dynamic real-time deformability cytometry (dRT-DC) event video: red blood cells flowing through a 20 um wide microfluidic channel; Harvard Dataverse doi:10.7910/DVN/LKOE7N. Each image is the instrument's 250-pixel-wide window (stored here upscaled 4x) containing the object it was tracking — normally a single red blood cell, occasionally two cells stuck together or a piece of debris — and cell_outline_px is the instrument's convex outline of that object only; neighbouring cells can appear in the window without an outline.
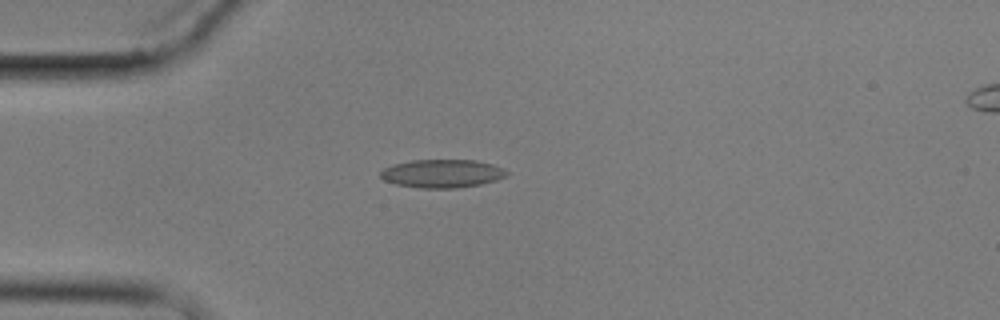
{"species": "common noctule bat (a hibernating species)", "species_latin": "Nyctalus noctula", "temperature_condition": "cold", "stored_images_in_passage": 5, "camera_frame_rate_fps": 3000, "um_per_image_px": 0.085, "animal": {"sex": "male", "body_mass_g": 17.9}, "frame": {"image": 1, "passage_image": 4, "time_ms": 3.667, "image_size_px": [1000, 320], "cell_outline_px": [[508, 176], [496, 180], [480, 184], [456, 188], [420, 188], [396, 184], [384, 180], [380, 176], [380, 172], [384, 168], [392, 164], [412, 160], [476, 160], [492, 164], [504, 168], [508, 172]], "centroid_in_image_um": [37.59, 14.74], "position_along_channel_um": 47.4, "area_um2": 20.87}}